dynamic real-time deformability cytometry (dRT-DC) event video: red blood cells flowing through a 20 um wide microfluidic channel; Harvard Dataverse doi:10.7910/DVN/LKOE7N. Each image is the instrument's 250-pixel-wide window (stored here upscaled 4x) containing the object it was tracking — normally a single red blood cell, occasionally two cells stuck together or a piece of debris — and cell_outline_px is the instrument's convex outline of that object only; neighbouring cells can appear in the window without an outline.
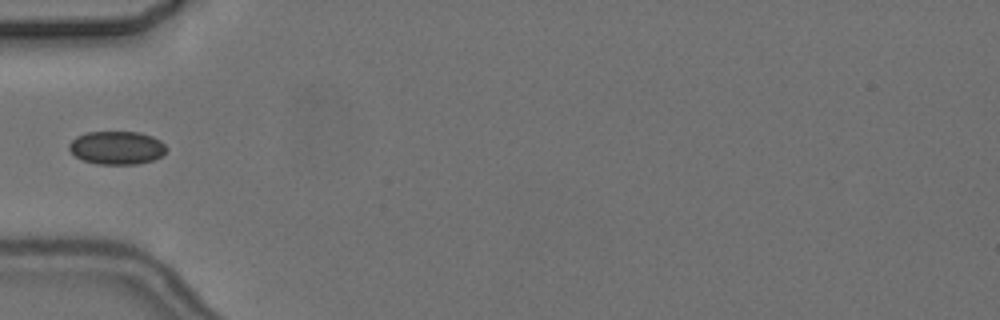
{"species": "common noctule bat (a hibernating species)", "species_latin": "Nyctalus noctula", "temperature_condition": "cold", "stored_images_in_passage": 6, "camera_frame_rate_fps": 3000, "um_per_image_px": 0.085, "animal": {"sex": "female", "body_mass_g": 24.6, "forearm_length_mm": 56.2}, "frame": {"image": 1, "passage_image": 6, "time_ms": 5.667, "image_size_px": [1000, 320], "cell_outline_px": [[168, 148], [160, 156], [152, 160], [136, 164], [96, 164], [84, 160], [76, 156], [68, 148], [68, 144], [76, 136], [88, 132], [140, 132], [152, 136], [160, 140]], "centroid_in_image_um": [9.92, 12.55], "position_along_channel_um": 75.1, "area_um2": 18.79}}